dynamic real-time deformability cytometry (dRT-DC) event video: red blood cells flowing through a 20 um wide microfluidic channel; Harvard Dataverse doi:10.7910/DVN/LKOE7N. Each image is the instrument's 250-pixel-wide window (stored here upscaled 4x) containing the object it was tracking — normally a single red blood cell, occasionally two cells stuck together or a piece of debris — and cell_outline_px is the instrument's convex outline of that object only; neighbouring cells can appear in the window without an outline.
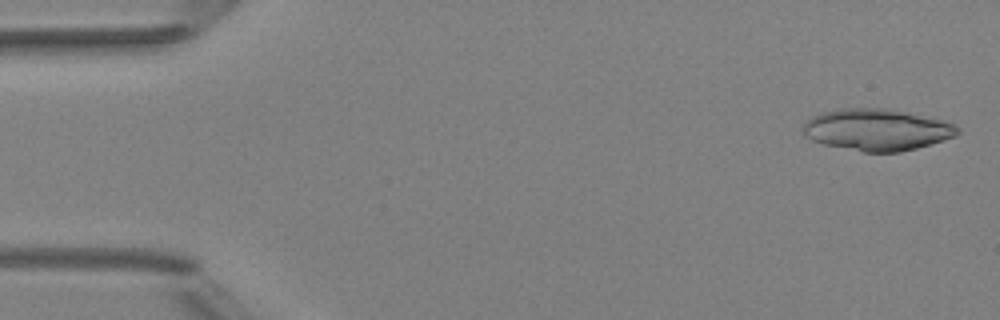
{"species": "Egyptian fruit bat (a non-hibernating species)", "species_latin": "Rousettus aegyptiacus", "temperature_condition": "room temperature", "stored_images_in_passage": 7, "segment_of_instrument_passage": [1, 2], "camera_frame_rate_fps": 3000, "um_per_image_px": 0.085, "animal": {"sex": "female"}, "frame": {"image": 1, "passage_image": 1, "time_ms": 0.0, "image_size_px": [1000, 320], "cell_outline_px": [[960, 132], [956, 136], [944, 140], [916, 148], [900, 152], [864, 152], [824, 144], [812, 140], [804, 136], [804, 124], [812, 116], [820, 112], [840, 108], [888, 108], [908, 112], [944, 120], [960, 128]], "centroid_in_image_um": [74.55, 11.01], "position_along_channel_um": 10.5, "area_um2": 37.63}}